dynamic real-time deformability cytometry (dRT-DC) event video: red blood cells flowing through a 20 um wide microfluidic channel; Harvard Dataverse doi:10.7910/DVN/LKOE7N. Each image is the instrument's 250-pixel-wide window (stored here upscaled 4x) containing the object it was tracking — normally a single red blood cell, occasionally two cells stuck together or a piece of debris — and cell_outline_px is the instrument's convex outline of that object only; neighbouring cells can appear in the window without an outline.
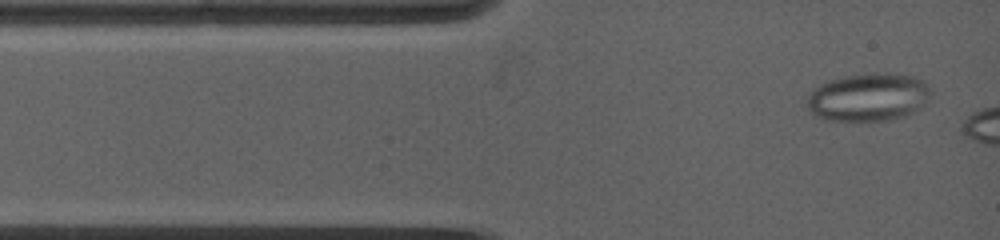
{"species": "common noctule bat (a hibernating species)", "species_latin": "Nyctalus noctula", "temperature_condition": "warm", "stored_images_in_passage": 8, "camera_frame_rate_fps": 5000, "um_per_image_px": 0.085, "animal": {"sex": "female", "body_mass_g": 19.0, "forearm_length_mm": 53.3}, "frame": {"image": 1, "passage_image": 1, "time_ms": 0.0, "image_size_px": [1000, 240], "cell_outline_px": [[932, 92], [928, 100], [920, 108], [904, 116], [888, 120], [824, 120], [808, 112], [808, 96], [820, 84], [844, 76], [876, 72], [912, 76], [924, 80]], "centroid_in_image_um": [73.83, 8.26], "position_along_channel_um": 11.2, "area_um2": 34.51}}
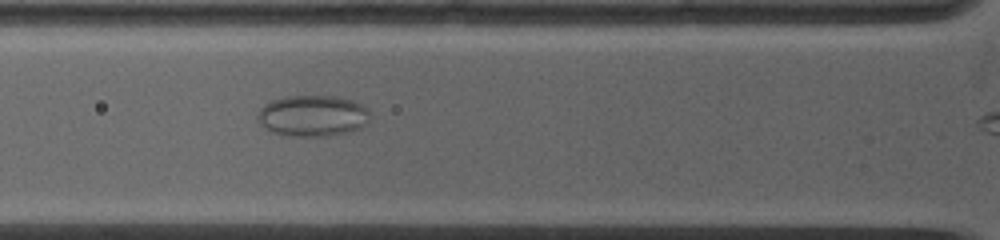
{"frame": {"image": 2, "passage_image": 7, "time_ms": 3.2, "image_size_px": [1000, 240], "cell_outline_px": [[368, 124], [360, 128], [348, 132], [328, 136], [288, 136], [272, 132], [264, 128], [256, 120], [256, 116], [260, 108], [264, 104], [272, 100], [288, 96], [336, 96], [352, 100], [368, 108]], "centroid_in_image_um": [26.55, 9.85], "position_along_channel_um": 99.3, "area_um2": 27.22}}